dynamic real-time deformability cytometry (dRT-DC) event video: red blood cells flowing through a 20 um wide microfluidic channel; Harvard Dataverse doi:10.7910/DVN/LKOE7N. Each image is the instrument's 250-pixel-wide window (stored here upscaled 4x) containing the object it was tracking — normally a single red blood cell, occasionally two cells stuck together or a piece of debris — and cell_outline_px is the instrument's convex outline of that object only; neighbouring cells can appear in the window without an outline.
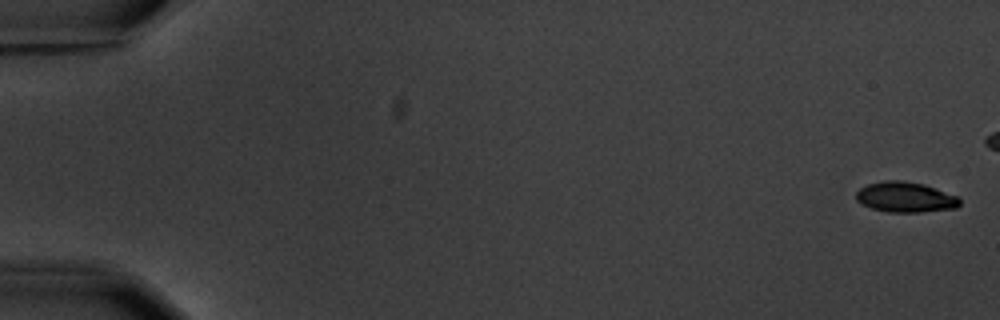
{"species": "common noctule bat (a hibernating species)", "species_latin": "Nyctalus noctula", "temperature_condition": "warm", "stored_images_in_passage": 6, "camera_frame_rate_fps": 3000, "um_per_image_px": 0.085, "animal": {"sex": "male", "body_mass_g": 20.1, "forearm_length_mm": 53.5}, "frame": {"image": 1, "passage_image": 1, "time_ms": 0.0, "image_size_px": [1000, 320], "cell_outline_px": [[960, 204], [956, 208], [920, 212], [888, 212], [872, 208], [856, 200], [856, 192], [860, 188], [868, 184], [884, 180], [900, 180], [924, 184], [960, 196]], "centroid_in_image_um": [76.99, 16.75], "position_along_channel_um": 8.0, "area_um2": 18.38}}
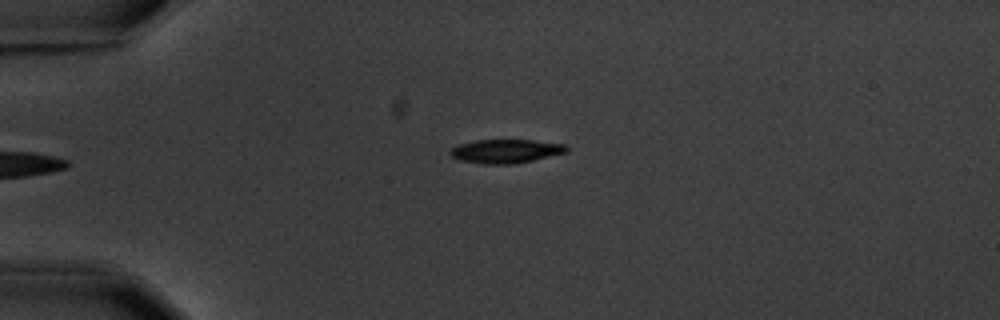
{"frame": {"image": 2, "passage_image": 6, "time_ms": 6.667, "image_size_px": [1000, 320], "cell_outline_px": [[568, 152], [516, 164], [480, 164], [460, 160], [452, 156], [448, 152], [452, 148], [460, 144], [476, 140], [532, 140], [568, 144]], "centroid_in_image_um": [43.03, 12.85], "position_along_channel_um": 42.0, "area_um2": 16.24}}